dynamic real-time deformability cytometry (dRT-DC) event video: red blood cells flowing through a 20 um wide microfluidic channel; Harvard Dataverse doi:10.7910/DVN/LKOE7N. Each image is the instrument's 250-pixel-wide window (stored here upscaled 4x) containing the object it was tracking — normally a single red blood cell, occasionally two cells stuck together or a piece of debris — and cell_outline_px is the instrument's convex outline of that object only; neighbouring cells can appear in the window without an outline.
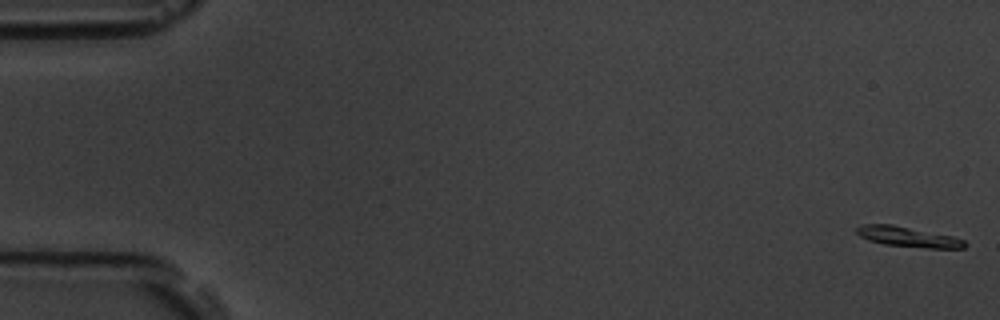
{"species": "common noctule bat (a hibernating species)", "species_latin": "Nyctalus noctula", "temperature_condition": "room temperature", "stored_images_in_passage": 55, "camera_frame_rate_fps": 3000, "um_per_image_px": 0.085, "animal": {"sex": "male", "body_mass_g": 19.5, "forearm_length_mm": 54.6}, "frame": {"image": 1, "passage_image": 1, "time_ms": 0.0, "image_size_px": [1000, 320], "cell_outline_px": [[968, 244], [964, 248], [928, 248], [884, 244], [868, 240], [860, 236], [856, 232], [856, 228], [864, 224], [892, 224], [952, 236], [964, 240]], "centroid_in_image_um": [77.19, 20.13], "position_along_channel_um": 7.8, "area_um2": 12.6}}
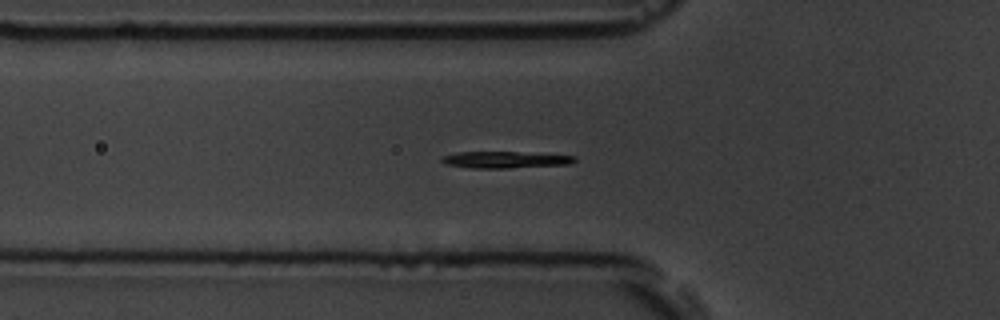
{"frame": {"image": 2, "passage_image": 19, "time_ms": 6.0, "image_size_px": [1000, 320], "cell_outline_px": [[576, 160], [568, 164], [508, 168], [472, 168], [444, 164], [440, 160], [440, 156], [456, 152], [516, 152], [576, 156]], "centroid_in_image_um": [42.85, 13.58], "position_along_channel_um": 83.0, "area_um2": 12.83}}
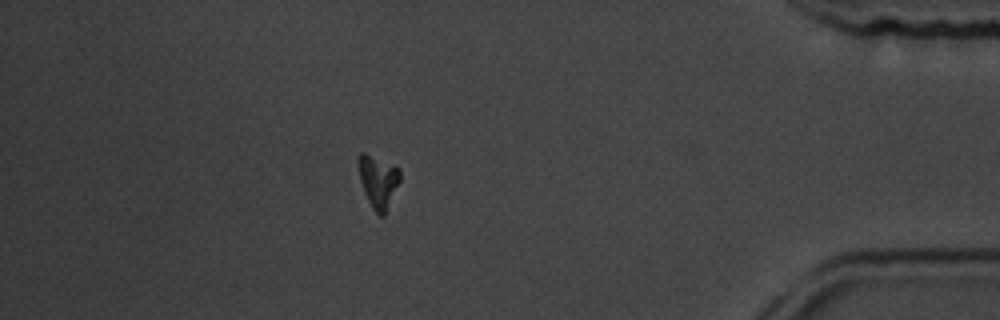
{"frame": {"image": 3, "passage_image": 48, "time_ms": 15.667, "image_size_px": [1000, 320], "cell_outline_px": [[400, 180], [384, 216], [380, 216], [372, 208], [364, 192], [360, 180], [356, 160], [360, 152], [364, 152], [400, 168]], "centroid_in_image_um": [32.12, 15.39], "position_along_channel_um": 403.1, "area_um2": 12.72}}